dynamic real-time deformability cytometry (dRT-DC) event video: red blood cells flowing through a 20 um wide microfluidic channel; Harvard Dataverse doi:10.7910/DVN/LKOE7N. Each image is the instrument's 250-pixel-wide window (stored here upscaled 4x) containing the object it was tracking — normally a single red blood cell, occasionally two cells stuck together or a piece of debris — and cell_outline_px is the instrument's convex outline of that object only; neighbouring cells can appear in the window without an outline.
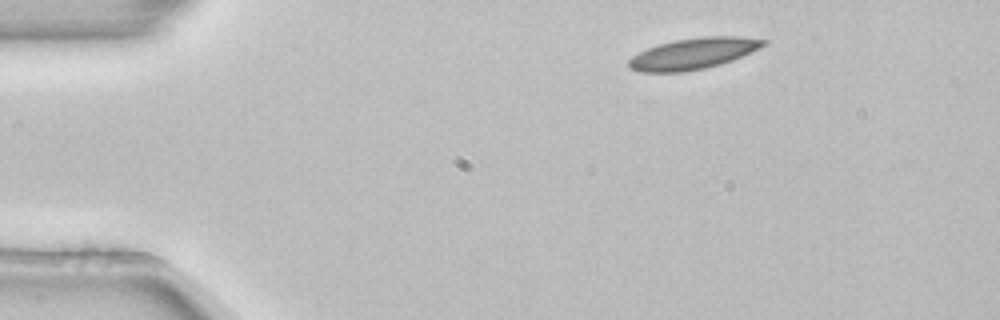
{"species": "common noctule bat (a hibernating species)", "species_latin": "Nyctalus noctula", "temperature_condition": "room temperature", "stored_images_in_passage": 3, "camera_frame_rate_fps": 3000, "um_per_image_px": 0.085, "animal": {"sex": "female", "body_mass_g": 22.7, "forearm_length_mm": 54.2}, "frame": {"image": 1, "passage_image": 1, "time_ms": 0.0, "image_size_px": [1000, 320], "cell_outline_px": [[768, 44], [760, 48], [732, 60], [720, 64], [704, 68], [684, 72], [640, 72], [628, 68], [628, 60], [632, 56], [648, 48], [660, 44], [676, 40], [704, 36], [740, 36], [768, 40]], "centroid_in_image_um": [58.94, 4.55], "position_along_channel_um": 26.1, "area_um2": 24.39}}
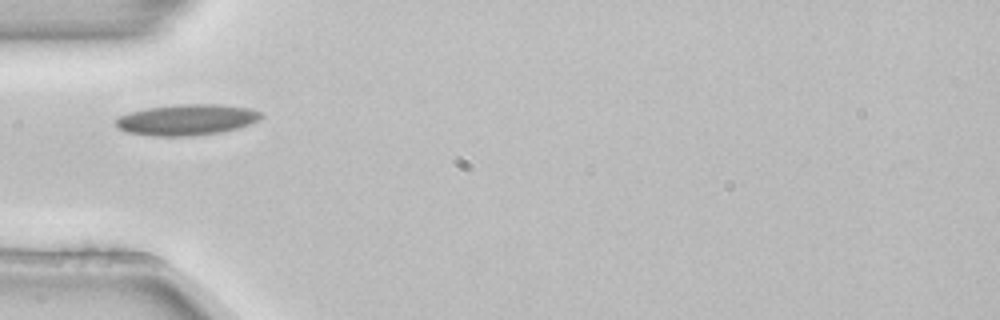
{"frame": {"image": 2, "passage_image": 3, "time_ms": 0.667, "image_size_px": [1000, 320], "cell_outline_px": [[264, 116], [248, 124], [236, 128], [220, 132], [192, 136], [152, 136], [124, 132], [116, 124], [116, 120], [120, 116], [132, 112], [148, 108], [180, 104], [220, 104], [248, 108], [260, 112]], "centroid_in_image_um": [15.86, 10.18], "position_along_channel_um": 69.1, "area_um2": 25.89}}